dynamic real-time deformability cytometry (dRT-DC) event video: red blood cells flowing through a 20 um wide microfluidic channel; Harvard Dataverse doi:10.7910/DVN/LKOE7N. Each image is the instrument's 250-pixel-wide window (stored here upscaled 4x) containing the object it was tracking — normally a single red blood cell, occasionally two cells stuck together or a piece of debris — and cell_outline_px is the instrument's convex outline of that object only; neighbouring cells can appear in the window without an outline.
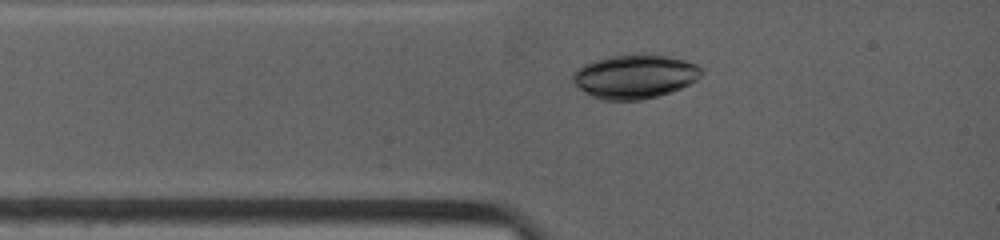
{"species": "common noctule bat (a hibernating species)", "species_latin": "Nyctalus noctula", "temperature_condition": "warm", "stored_images_in_passage": 29, "camera_frame_rate_fps": 4500, "um_per_image_px": 0.085, "animal": {"sex": "female", "body_mass_g": 19.0, "forearm_length_mm": 53.3}, "frame": {"image": 1, "passage_image": 5, "time_ms": 1.556, "image_size_px": [1000, 240], "cell_outline_px": [[704, 72], [696, 80], [680, 88], [660, 96], [640, 100], [604, 100], [592, 96], [580, 88], [572, 80], [572, 72], [576, 68], [592, 60], [624, 52], [668, 52], [696, 64], [704, 68]], "centroid_in_image_um": [54.01, 6.42], "position_along_channel_um": 31.0, "area_um2": 34.45}}
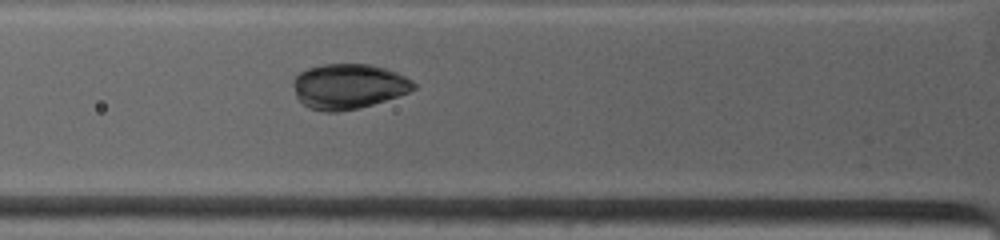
{"frame": {"image": 2, "passage_image": 9, "time_ms": 3.333, "image_size_px": [1000, 240], "cell_outline_px": [[416, 88], [408, 92], [360, 108], [340, 112], [324, 112], [308, 108], [296, 96], [292, 84], [292, 80], [300, 72], [308, 68], [324, 64], [368, 64], [384, 68], [396, 72], [412, 80], [416, 84]], "centroid_in_image_um": [29.59, 7.35], "position_along_channel_um": 96.2, "area_um2": 31.62}}
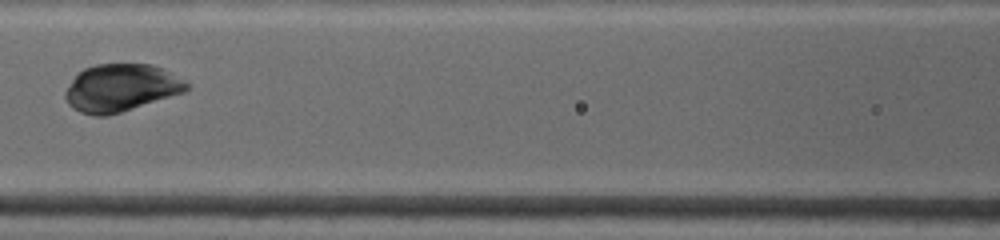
{"frame": {"image": 3, "passage_image": 13, "time_ms": 4.889, "image_size_px": [1000, 240], "cell_outline_px": [[188, 88], [184, 92], [120, 112], [104, 116], [96, 116], [80, 112], [72, 108], [68, 104], [64, 96], [64, 92], [72, 80], [84, 68], [96, 64], [152, 64], [164, 68], [184, 80], [188, 84]], "centroid_in_image_um": [10.26, 7.46], "position_along_channel_um": 156.3, "area_um2": 33.35}}